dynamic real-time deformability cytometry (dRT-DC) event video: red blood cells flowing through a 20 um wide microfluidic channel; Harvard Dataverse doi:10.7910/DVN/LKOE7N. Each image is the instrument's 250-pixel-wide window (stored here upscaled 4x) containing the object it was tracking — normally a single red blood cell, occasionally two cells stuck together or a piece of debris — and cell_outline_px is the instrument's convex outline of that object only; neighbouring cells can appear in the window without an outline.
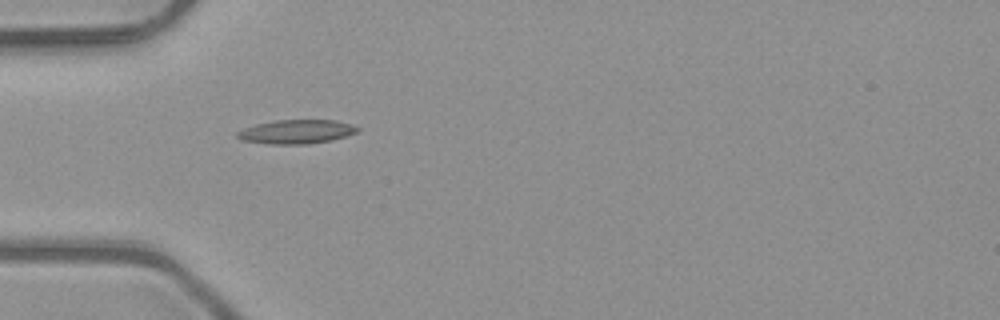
{"species": "common noctule bat (a hibernating species)", "species_latin": "Nyctalus noctula", "temperature_condition": "room temperature", "stored_images_in_passage": 2, "camera_frame_rate_fps": 3000, "um_per_image_px": 0.085, "animal": {"sex": "male", "body_mass_g": 23.1, "forearm_length_mm": 52.7}, "frame": {"image": 1, "passage_image": 1, "time_ms": 0.0, "image_size_px": [1000, 320], "cell_outline_px": [[360, 128], [356, 132], [332, 140], [308, 144], [268, 144], [240, 140], [236, 136], [236, 132], [244, 128], [256, 124], [276, 120], [332, 120], [352, 124]], "centroid_in_image_um": [25.15, 11.2], "position_along_channel_um": 59.8, "area_um2": 16.76}}
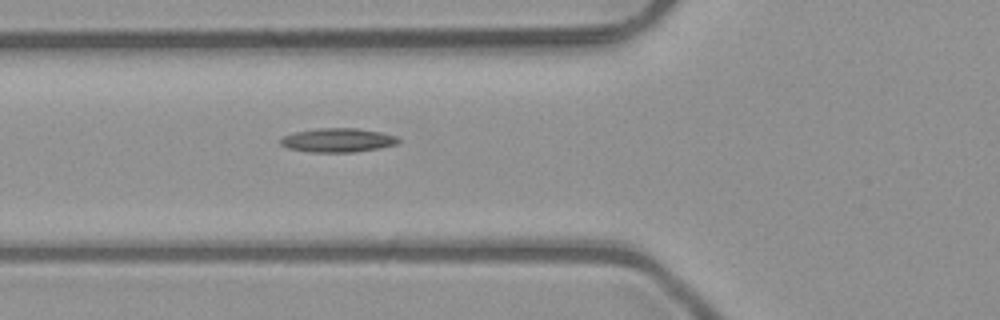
{"frame": {"image": 2, "passage_image": 2, "time_ms": 0.333, "image_size_px": [1000, 320], "cell_outline_px": [[400, 140], [396, 144], [380, 148], [352, 152], [308, 152], [288, 148], [280, 144], [280, 140], [284, 136], [292, 132], [316, 128], [356, 128], [380, 132], [396, 136]], "centroid_in_image_um": [28.68, 11.91], "position_along_channel_um": 97.1, "area_um2": 16.47}}